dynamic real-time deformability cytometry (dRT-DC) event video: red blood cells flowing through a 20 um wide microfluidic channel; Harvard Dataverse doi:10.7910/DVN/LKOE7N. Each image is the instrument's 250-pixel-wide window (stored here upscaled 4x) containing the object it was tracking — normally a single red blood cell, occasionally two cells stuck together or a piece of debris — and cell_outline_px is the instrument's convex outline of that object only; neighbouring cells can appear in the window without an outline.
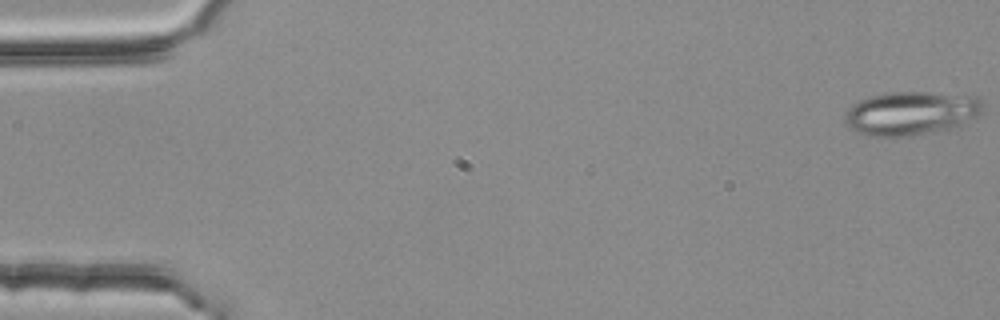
{"species": "common noctule bat (a hibernating species)", "species_latin": "Nyctalus noctula", "temperature_condition": "room temperature", "stored_images_in_passage": 5, "camera_frame_rate_fps": 3000, "um_per_image_px": 0.085, "animal": {"sex": "female", "body_mass_g": 25.1}, "frame": {"image": 1, "passage_image": 1, "time_ms": 0.0, "image_size_px": [1000, 320], "cell_outline_px": [[984, 108], [976, 116], [964, 124], [952, 128], [904, 136], [872, 136], [856, 132], [844, 120], [844, 116], [848, 108], [852, 104], [860, 100], [884, 92], [924, 92], [980, 96], [984, 100]], "centroid_in_image_um": [77.47, 9.6], "position_along_channel_um": 7.5, "area_um2": 35.14}}